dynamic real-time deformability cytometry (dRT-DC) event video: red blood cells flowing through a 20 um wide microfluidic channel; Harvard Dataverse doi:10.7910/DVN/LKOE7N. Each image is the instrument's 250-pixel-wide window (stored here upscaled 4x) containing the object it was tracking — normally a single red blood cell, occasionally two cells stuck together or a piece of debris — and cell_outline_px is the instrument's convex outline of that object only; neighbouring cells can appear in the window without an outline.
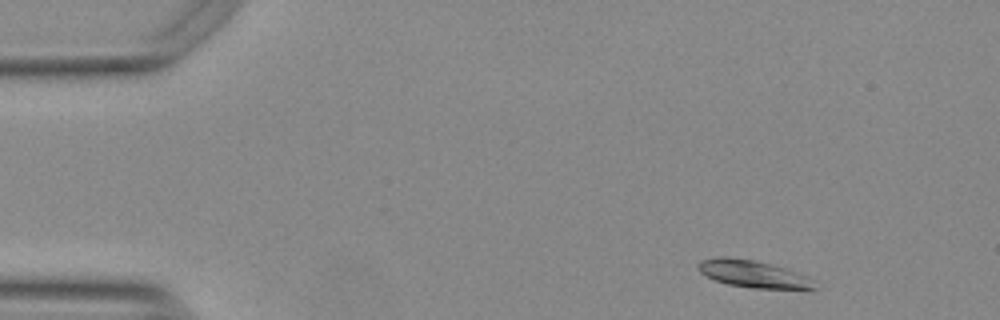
{"species": "Egyptian fruit bat (a non-hibernating species)", "species_latin": "Rousettus aegyptiacus", "temperature_condition": "warm", "stored_images_in_passage": 49, "camera_frame_rate_fps": 3000, "um_per_image_px": 0.085, "animal": {"sex": "female"}, "frame": {"image": 1, "passage_image": 1, "time_ms": 0.0, "image_size_px": [1000, 320], "cell_outline_px": [[820, 288], [752, 288], [728, 284], [716, 280], [700, 272], [696, 264], [700, 260], [716, 256], [728, 256], [756, 260], [784, 268], [808, 276], [816, 280]], "centroid_in_image_um": [64.02, 23.26], "position_along_channel_um": 21.0, "area_um2": 18.55}}
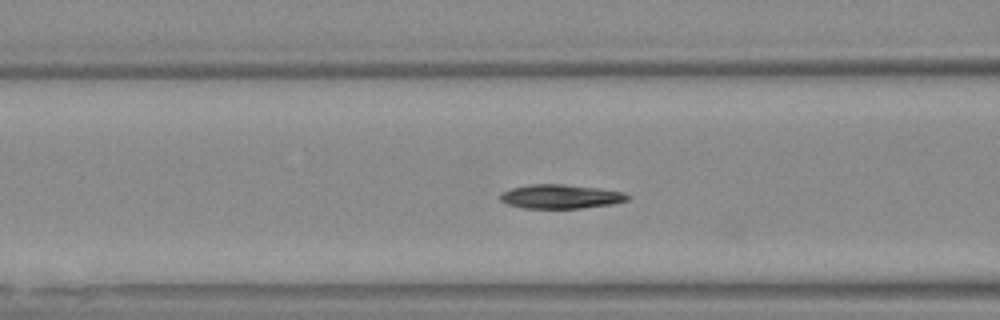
{"frame": {"image": 2, "passage_image": 16, "time_ms": 5.0, "image_size_px": [1000, 320], "cell_outline_px": [[632, 196], [628, 200], [612, 204], [580, 208], [524, 208], [508, 204], [500, 200], [500, 196], [504, 192], [512, 188], [532, 184], [560, 184], [596, 188], [624, 192]], "centroid_in_image_um": [47.69, 16.71], "position_along_channel_um": 118.9, "area_um2": 17.63}}
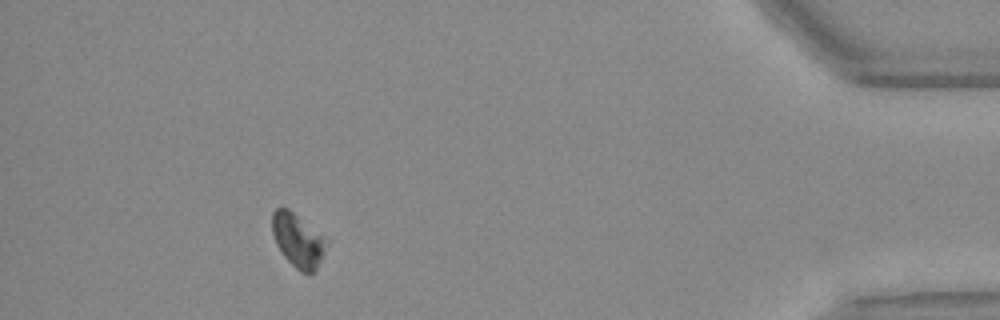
{"frame": {"image": 3, "passage_image": 44, "time_ms": 14.333, "image_size_px": [1000, 320], "cell_outline_px": [[324, 252], [316, 268], [312, 272], [300, 272], [284, 256], [276, 244], [272, 232], [272, 212], [276, 208], [288, 208], [320, 236]], "centroid_in_image_um": [25.21, 20.42], "position_along_channel_um": 410.0, "area_um2": 15.78}, "authors_computed_cell_mechanics": {"area_um2": 18.0336, "velocity_mm_per_s": 3.7333, "shape_relaxation_time_tau1_ms": 5.1324, "shape_relaxation_time_tau2_ms": null, "deformation_change_tau1": 0.1113, "deformation_change_tau2": null}}